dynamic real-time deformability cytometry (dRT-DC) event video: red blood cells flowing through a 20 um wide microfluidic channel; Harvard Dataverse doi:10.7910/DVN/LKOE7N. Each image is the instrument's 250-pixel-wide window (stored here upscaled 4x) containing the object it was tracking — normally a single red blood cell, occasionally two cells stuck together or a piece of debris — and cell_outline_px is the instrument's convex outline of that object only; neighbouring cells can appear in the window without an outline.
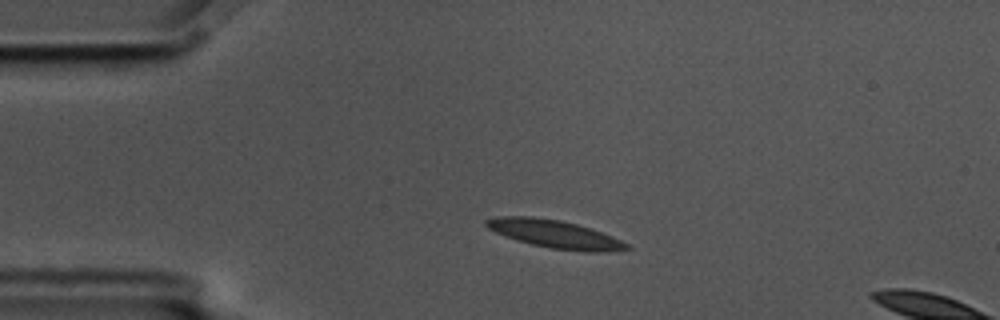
{"species": "common noctule bat (a hibernating species)", "species_latin": "Nyctalus noctula", "temperature_condition": "cold", "stored_images_in_passage": 3, "camera_frame_rate_fps": 3000, "um_per_image_px": 0.085, "animal": {"sex": "male", "body_mass_g": 17.5, "forearm_length_mm": 52.3}, "frame": {"image": 1, "passage_image": 2, "time_ms": 0.333, "image_size_px": [1000, 320], "cell_outline_px": [[632, 248], [608, 252], [584, 252], [552, 248], [532, 244], [516, 240], [496, 232], [488, 228], [484, 224], [484, 220], [496, 216], [532, 216], [560, 220], [576, 224], [612, 236], [628, 244]], "centroid_in_image_um": [47.14, 19.89], "position_along_channel_um": 37.9, "area_um2": 22.77}}